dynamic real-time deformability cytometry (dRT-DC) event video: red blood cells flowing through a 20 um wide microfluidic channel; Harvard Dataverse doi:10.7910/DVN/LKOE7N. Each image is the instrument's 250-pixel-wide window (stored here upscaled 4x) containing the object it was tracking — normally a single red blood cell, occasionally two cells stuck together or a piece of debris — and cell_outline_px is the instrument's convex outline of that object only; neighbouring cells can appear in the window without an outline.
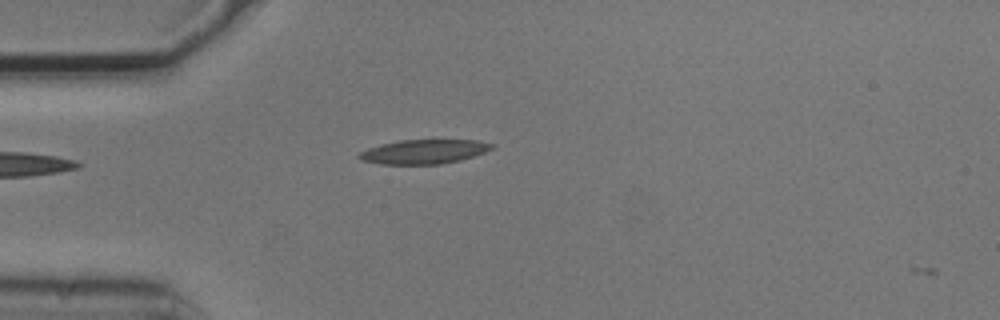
{"species": "common noctule bat (a hibernating species)", "species_latin": "Nyctalus noctula", "temperature_condition": "cold", "stored_images_in_passage": 1, "camera_frame_rate_fps": 3000, "um_per_image_px": 0.085, "animal": {"sex": "male", "body_mass_g": 20.5, "forearm_length_mm": 52.5}, "frame": {"image": 1, "passage_image": 1, "time_ms": 0.0, "image_size_px": [1000, 320], "cell_outline_px": [[492, 148], [484, 152], [460, 160], [440, 164], [380, 164], [360, 160], [356, 156], [360, 152], [368, 148], [380, 144], [400, 140], [476, 140], [492, 144]], "centroid_in_image_um": [35.96, 12.89], "position_along_channel_um": 49.0, "area_um2": 18.61}}